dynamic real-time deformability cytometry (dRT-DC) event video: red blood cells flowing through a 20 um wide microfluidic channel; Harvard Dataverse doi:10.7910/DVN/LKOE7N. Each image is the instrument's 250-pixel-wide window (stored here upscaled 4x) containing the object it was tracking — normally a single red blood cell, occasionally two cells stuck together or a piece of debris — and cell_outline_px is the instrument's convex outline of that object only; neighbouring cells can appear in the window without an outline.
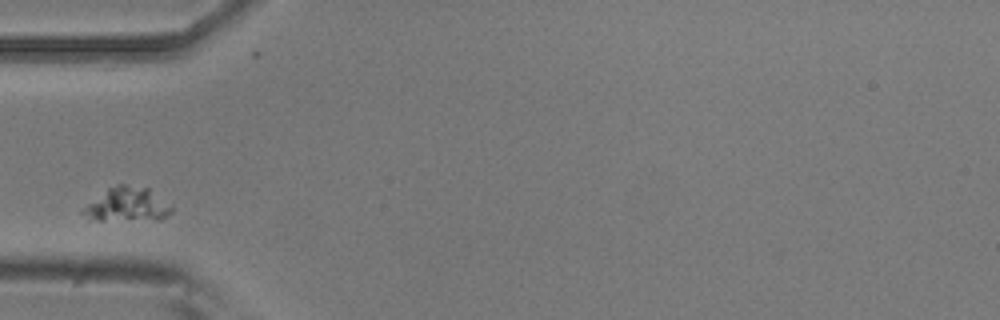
{"species": "common noctule bat (a hibernating species)", "species_latin": "Nyctalus noctula", "temperature_condition": "room temperature", "stored_images_in_passage": 1, "camera_frame_rate_fps": 3000, "um_per_image_px": 0.085, "animal": {"sex": "male", "body_mass_g": 20.5, "forearm_length_mm": 52.5}, "frame": {"image": 1, "passage_image": 1, "time_ms": 0.0, "image_size_px": [1000, 320], "cell_outline_px": [[172, 212], [160, 220], [88, 220], [80, 212], [88, 204], [108, 188], [116, 184], [124, 184], [148, 188], [172, 208]], "centroid_in_image_um": [10.78, 17.42], "position_along_channel_um": 74.2, "area_um2": 17.34}}